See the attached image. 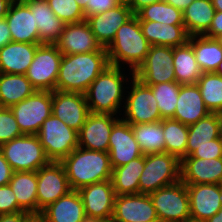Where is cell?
Here are the masks:
<instances>
[{"label": "cell", "mask_w": 222, "mask_h": 222, "mask_svg": "<svg viewBox=\"0 0 222 222\" xmlns=\"http://www.w3.org/2000/svg\"><path fill=\"white\" fill-rule=\"evenodd\" d=\"M23 135L10 108H0V145Z\"/></svg>", "instance_id": "cell-42"}, {"label": "cell", "mask_w": 222, "mask_h": 222, "mask_svg": "<svg viewBox=\"0 0 222 222\" xmlns=\"http://www.w3.org/2000/svg\"><path fill=\"white\" fill-rule=\"evenodd\" d=\"M215 14L211 0H194L183 11L184 27L189 36L204 35L210 28Z\"/></svg>", "instance_id": "cell-31"}, {"label": "cell", "mask_w": 222, "mask_h": 222, "mask_svg": "<svg viewBox=\"0 0 222 222\" xmlns=\"http://www.w3.org/2000/svg\"><path fill=\"white\" fill-rule=\"evenodd\" d=\"M181 161L172 154L145 155V166L139 177V193L150 194L180 181Z\"/></svg>", "instance_id": "cell-6"}, {"label": "cell", "mask_w": 222, "mask_h": 222, "mask_svg": "<svg viewBox=\"0 0 222 222\" xmlns=\"http://www.w3.org/2000/svg\"><path fill=\"white\" fill-rule=\"evenodd\" d=\"M37 90L26 75L0 73V106L10 108Z\"/></svg>", "instance_id": "cell-30"}, {"label": "cell", "mask_w": 222, "mask_h": 222, "mask_svg": "<svg viewBox=\"0 0 222 222\" xmlns=\"http://www.w3.org/2000/svg\"><path fill=\"white\" fill-rule=\"evenodd\" d=\"M197 85L210 113L222 112V76L215 72H204Z\"/></svg>", "instance_id": "cell-39"}, {"label": "cell", "mask_w": 222, "mask_h": 222, "mask_svg": "<svg viewBox=\"0 0 222 222\" xmlns=\"http://www.w3.org/2000/svg\"><path fill=\"white\" fill-rule=\"evenodd\" d=\"M53 13L65 24L86 20L76 0H47Z\"/></svg>", "instance_id": "cell-41"}, {"label": "cell", "mask_w": 222, "mask_h": 222, "mask_svg": "<svg viewBox=\"0 0 222 222\" xmlns=\"http://www.w3.org/2000/svg\"><path fill=\"white\" fill-rule=\"evenodd\" d=\"M46 222H89L78 190H71L40 214Z\"/></svg>", "instance_id": "cell-25"}, {"label": "cell", "mask_w": 222, "mask_h": 222, "mask_svg": "<svg viewBox=\"0 0 222 222\" xmlns=\"http://www.w3.org/2000/svg\"><path fill=\"white\" fill-rule=\"evenodd\" d=\"M37 215L60 197L71 191L65 169L61 162L50 161L36 171Z\"/></svg>", "instance_id": "cell-12"}, {"label": "cell", "mask_w": 222, "mask_h": 222, "mask_svg": "<svg viewBox=\"0 0 222 222\" xmlns=\"http://www.w3.org/2000/svg\"><path fill=\"white\" fill-rule=\"evenodd\" d=\"M109 65L107 51L63 55L55 90L85 94L94 79Z\"/></svg>", "instance_id": "cell-1"}, {"label": "cell", "mask_w": 222, "mask_h": 222, "mask_svg": "<svg viewBox=\"0 0 222 222\" xmlns=\"http://www.w3.org/2000/svg\"><path fill=\"white\" fill-rule=\"evenodd\" d=\"M220 34H222V12L215 11L212 24L204 36L216 39Z\"/></svg>", "instance_id": "cell-47"}, {"label": "cell", "mask_w": 222, "mask_h": 222, "mask_svg": "<svg viewBox=\"0 0 222 222\" xmlns=\"http://www.w3.org/2000/svg\"><path fill=\"white\" fill-rule=\"evenodd\" d=\"M196 62L201 71L214 72L222 61V45L215 39L204 35L189 36Z\"/></svg>", "instance_id": "cell-34"}, {"label": "cell", "mask_w": 222, "mask_h": 222, "mask_svg": "<svg viewBox=\"0 0 222 222\" xmlns=\"http://www.w3.org/2000/svg\"><path fill=\"white\" fill-rule=\"evenodd\" d=\"M130 92L127 91L125 102L123 103V114L121 118L129 124L155 123L163 118L160 115L157 101L153 95L151 87L143 84L135 76L128 77Z\"/></svg>", "instance_id": "cell-8"}, {"label": "cell", "mask_w": 222, "mask_h": 222, "mask_svg": "<svg viewBox=\"0 0 222 222\" xmlns=\"http://www.w3.org/2000/svg\"><path fill=\"white\" fill-rule=\"evenodd\" d=\"M184 158H222V142L220 141V138L209 141L208 144L198 146V148L190 156Z\"/></svg>", "instance_id": "cell-44"}, {"label": "cell", "mask_w": 222, "mask_h": 222, "mask_svg": "<svg viewBox=\"0 0 222 222\" xmlns=\"http://www.w3.org/2000/svg\"><path fill=\"white\" fill-rule=\"evenodd\" d=\"M0 151L14 172L37 171L50 162L37 135L16 137L1 144Z\"/></svg>", "instance_id": "cell-5"}, {"label": "cell", "mask_w": 222, "mask_h": 222, "mask_svg": "<svg viewBox=\"0 0 222 222\" xmlns=\"http://www.w3.org/2000/svg\"><path fill=\"white\" fill-rule=\"evenodd\" d=\"M31 215L27 212L1 214L0 222H25Z\"/></svg>", "instance_id": "cell-48"}, {"label": "cell", "mask_w": 222, "mask_h": 222, "mask_svg": "<svg viewBox=\"0 0 222 222\" xmlns=\"http://www.w3.org/2000/svg\"><path fill=\"white\" fill-rule=\"evenodd\" d=\"M157 101L160 115L163 119L172 118L175 113L178 94L181 84L173 81L148 85Z\"/></svg>", "instance_id": "cell-40"}, {"label": "cell", "mask_w": 222, "mask_h": 222, "mask_svg": "<svg viewBox=\"0 0 222 222\" xmlns=\"http://www.w3.org/2000/svg\"><path fill=\"white\" fill-rule=\"evenodd\" d=\"M134 76L146 85L176 81L173 47L151 46L145 61L136 69Z\"/></svg>", "instance_id": "cell-13"}, {"label": "cell", "mask_w": 222, "mask_h": 222, "mask_svg": "<svg viewBox=\"0 0 222 222\" xmlns=\"http://www.w3.org/2000/svg\"><path fill=\"white\" fill-rule=\"evenodd\" d=\"M173 66L176 82L197 84L202 71L194 55L192 45L187 41L184 45L173 47Z\"/></svg>", "instance_id": "cell-32"}, {"label": "cell", "mask_w": 222, "mask_h": 222, "mask_svg": "<svg viewBox=\"0 0 222 222\" xmlns=\"http://www.w3.org/2000/svg\"><path fill=\"white\" fill-rule=\"evenodd\" d=\"M71 190L112 178L108 152L92 151L81 147L74 149L61 161Z\"/></svg>", "instance_id": "cell-3"}, {"label": "cell", "mask_w": 222, "mask_h": 222, "mask_svg": "<svg viewBox=\"0 0 222 222\" xmlns=\"http://www.w3.org/2000/svg\"><path fill=\"white\" fill-rule=\"evenodd\" d=\"M147 41L154 45L177 47L184 45L188 39L184 25H170L153 21H139Z\"/></svg>", "instance_id": "cell-28"}, {"label": "cell", "mask_w": 222, "mask_h": 222, "mask_svg": "<svg viewBox=\"0 0 222 222\" xmlns=\"http://www.w3.org/2000/svg\"><path fill=\"white\" fill-rule=\"evenodd\" d=\"M211 2L215 8V11L222 12V0H211Z\"/></svg>", "instance_id": "cell-55"}, {"label": "cell", "mask_w": 222, "mask_h": 222, "mask_svg": "<svg viewBox=\"0 0 222 222\" xmlns=\"http://www.w3.org/2000/svg\"><path fill=\"white\" fill-rule=\"evenodd\" d=\"M122 4L129 5L133 0H119Z\"/></svg>", "instance_id": "cell-61"}, {"label": "cell", "mask_w": 222, "mask_h": 222, "mask_svg": "<svg viewBox=\"0 0 222 222\" xmlns=\"http://www.w3.org/2000/svg\"><path fill=\"white\" fill-rule=\"evenodd\" d=\"M219 138L218 113H210L195 124L188 126L186 157L190 156L198 146L208 144L209 141Z\"/></svg>", "instance_id": "cell-35"}, {"label": "cell", "mask_w": 222, "mask_h": 222, "mask_svg": "<svg viewBox=\"0 0 222 222\" xmlns=\"http://www.w3.org/2000/svg\"><path fill=\"white\" fill-rule=\"evenodd\" d=\"M108 153L112 169L123 166L143 155L135 140L131 125L122 118L113 125L109 137Z\"/></svg>", "instance_id": "cell-18"}, {"label": "cell", "mask_w": 222, "mask_h": 222, "mask_svg": "<svg viewBox=\"0 0 222 222\" xmlns=\"http://www.w3.org/2000/svg\"><path fill=\"white\" fill-rule=\"evenodd\" d=\"M190 217L208 220L222 208V184H186Z\"/></svg>", "instance_id": "cell-21"}, {"label": "cell", "mask_w": 222, "mask_h": 222, "mask_svg": "<svg viewBox=\"0 0 222 222\" xmlns=\"http://www.w3.org/2000/svg\"><path fill=\"white\" fill-rule=\"evenodd\" d=\"M218 120H219V138L222 142V112L218 113Z\"/></svg>", "instance_id": "cell-57"}, {"label": "cell", "mask_w": 222, "mask_h": 222, "mask_svg": "<svg viewBox=\"0 0 222 222\" xmlns=\"http://www.w3.org/2000/svg\"><path fill=\"white\" fill-rule=\"evenodd\" d=\"M114 116L90 112L78 132V146L87 150L108 152L111 130L121 118Z\"/></svg>", "instance_id": "cell-15"}, {"label": "cell", "mask_w": 222, "mask_h": 222, "mask_svg": "<svg viewBox=\"0 0 222 222\" xmlns=\"http://www.w3.org/2000/svg\"><path fill=\"white\" fill-rule=\"evenodd\" d=\"M112 218L117 222H159L149 194L116 195Z\"/></svg>", "instance_id": "cell-17"}, {"label": "cell", "mask_w": 222, "mask_h": 222, "mask_svg": "<svg viewBox=\"0 0 222 222\" xmlns=\"http://www.w3.org/2000/svg\"><path fill=\"white\" fill-rule=\"evenodd\" d=\"M63 54L55 44H41L26 73L37 91H54Z\"/></svg>", "instance_id": "cell-11"}, {"label": "cell", "mask_w": 222, "mask_h": 222, "mask_svg": "<svg viewBox=\"0 0 222 222\" xmlns=\"http://www.w3.org/2000/svg\"><path fill=\"white\" fill-rule=\"evenodd\" d=\"M12 41L11 32L6 19L0 20V49Z\"/></svg>", "instance_id": "cell-49"}, {"label": "cell", "mask_w": 222, "mask_h": 222, "mask_svg": "<svg viewBox=\"0 0 222 222\" xmlns=\"http://www.w3.org/2000/svg\"><path fill=\"white\" fill-rule=\"evenodd\" d=\"M207 222H222V208L215 215L209 218Z\"/></svg>", "instance_id": "cell-53"}, {"label": "cell", "mask_w": 222, "mask_h": 222, "mask_svg": "<svg viewBox=\"0 0 222 222\" xmlns=\"http://www.w3.org/2000/svg\"><path fill=\"white\" fill-rule=\"evenodd\" d=\"M214 72L222 76V61L218 64L217 69Z\"/></svg>", "instance_id": "cell-58"}, {"label": "cell", "mask_w": 222, "mask_h": 222, "mask_svg": "<svg viewBox=\"0 0 222 222\" xmlns=\"http://www.w3.org/2000/svg\"><path fill=\"white\" fill-rule=\"evenodd\" d=\"M89 222H117V221L114 220L113 218H109V219L94 220V221H89Z\"/></svg>", "instance_id": "cell-59"}, {"label": "cell", "mask_w": 222, "mask_h": 222, "mask_svg": "<svg viewBox=\"0 0 222 222\" xmlns=\"http://www.w3.org/2000/svg\"><path fill=\"white\" fill-rule=\"evenodd\" d=\"M164 0H133L128 6L132 10L134 14H136L140 9H142L144 6L158 3Z\"/></svg>", "instance_id": "cell-50"}, {"label": "cell", "mask_w": 222, "mask_h": 222, "mask_svg": "<svg viewBox=\"0 0 222 222\" xmlns=\"http://www.w3.org/2000/svg\"><path fill=\"white\" fill-rule=\"evenodd\" d=\"M121 69L122 67L109 65L90 84L85 96L91 113L117 116L121 112V107H124L122 102H125V89L130 88L123 86L129 81L124 74V65Z\"/></svg>", "instance_id": "cell-2"}, {"label": "cell", "mask_w": 222, "mask_h": 222, "mask_svg": "<svg viewBox=\"0 0 222 222\" xmlns=\"http://www.w3.org/2000/svg\"><path fill=\"white\" fill-rule=\"evenodd\" d=\"M19 207L30 215H37V174L36 171L13 172L9 182Z\"/></svg>", "instance_id": "cell-29"}, {"label": "cell", "mask_w": 222, "mask_h": 222, "mask_svg": "<svg viewBox=\"0 0 222 222\" xmlns=\"http://www.w3.org/2000/svg\"><path fill=\"white\" fill-rule=\"evenodd\" d=\"M145 166V155L113 168L112 183L116 195L138 194L139 177Z\"/></svg>", "instance_id": "cell-33"}, {"label": "cell", "mask_w": 222, "mask_h": 222, "mask_svg": "<svg viewBox=\"0 0 222 222\" xmlns=\"http://www.w3.org/2000/svg\"><path fill=\"white\" fill-rule=\"evenodd\" d=\"M151 44L142 33L138 17L134 15L124 23L116 33L111 44L106 48L110 65L129 66L130 76L145 61Z\"/></svg>", "instance_id": "cell-4"}, {"label": "cell", "mask_w": 222, "mask_h": 222, "mask_svg": "<svg viewBox=\"0 0 222 222\" xmlns=\"http://www.w3.org/2000/svg\"><path fill=\"white\" fill-rule=\"evenodd\" d=\"M185 222H207L206 220H199L189 217Z\"/></svg>", "instance_id": "cell-60"}, {"label": "cell", "mask_w": 222, "mask_h": 222, "mask_svg": "<svg viewBox=\"0 0 222 222\" xmlns=\"http://www.w3.org/2000/svg\"><path fill=\"white\" fill-rule=\"evenodd\" d=\"M78 192L88 221L112 218L116 197L112 180L84 186Z\"/></svg>", "instance_id": "cell-14"}, {"label": "cell", "mask_w": 222, "mask_h": 222, "mask_svg": "<svg viewBox=\"0 0 222 222\" xmlns=\"http://www.w3.org/2000/svg\"><path fill=\"white\" fill-rule=\"evenodd\" d=\"M78 2L79 7L82 9L84 16L86 18V4L87 0H76Z\"/></svg>", "instance_id": "cell-56"}, {"label": "cell", "mask_w": 222, "mask_h": 222, "mask_svg": "<svg viewBox=\"0 0 222 222\" xmlns=\"http://www.w3.org/2000/svg\"><path fill=\"white\" fill-rule=\"evenodd\" d=\"M41 44L13 42L0 49V73L26 75Z\"/></svg>", "instance_id": "cell-26"}, {"label": "cell", "mask_w": 222, "mask_h": 222, "mask_svg": "<svg viewBox=\"0 0 222 222\" xmlns=\"http://www.w3.org/2000/svg\"><path fill=\"white\" fill-rule=\"evenodd\" d=\"M120 4L119 0H87L86 18L116 8Z\"/></svg>", "instance_id": "cell-45"}, {"label": "cell", "mask_w": 222, "mask_h": 222, "mask_svg": "<svg viewBox=\"0 0 222 222\" xmlns=\"http://www.w3.org/2000/svg\"><path fill=\"white\" fill-rule=\"evenodd\" d=\"M130 125L143 155L165 153V139L161 121Z\"/></svg>", "instance_id": "cell-36"}, {"label": "cell", "mask_w": 222, "mask_h": 222, "mask_svg": "<svg viewBox=\"0 0 222 222\" xmlns=\"http://www.w3.org/2000/svg\"><path fill=\"white\" fill-rule=\"evenodd\" d=\"M13 42L40 44L34 13L23 0H14L5 16Z\"/></svg>", "instance_id": "cell-22"}, {"label": "cell", "mask_w": 222, "mask_h": 222, "mask_svg": "<svg viewBox=\"0 0 222 222\" xmlns=\"http://www.w3.org/2000/svg\"><path fill=\"white\" fill-rule=\"evenodd\" d=\"M50 161L61 162L78 147V132L51 114L36 134Z\"/></svg>", "instance_id": "cell-7"}, {"label": "cell", "mask_w": 222, "mask_h": 222, "mask_svg": "<svg viewBox=\"0 0 222 222\" xmlns=\"http://www.w3.org/2000/svg\"><path fill=\"white\" fill-rule=\"evenodd\" d=\"M13 1L14 0H0V20L5 18Z\"/></svg>", "instance_id": "cell-52"}, {"label": "cell", "mask_w": 222, "mask_h": 222, "mask_svg": "<svg viewBox=\"0 0 222 222\" xmlns=\"http://www.w3.org/2000/svg\"><path fill=\"white\" fill-rule=\"evenodd\" d=\"M210 114L206 108L197 84L180 86L174 116L182 124L190 126Z\"/></svg>", "instance_id": "cell-24"}, {"label": "cell", "mask_w": 222, "mask_h": 222, "mask_svg": "<svg viewBox=\"0 0 222 222\" xmlns=\"http://www.w3.org/2000/svg\"><path fill=\"white\" fill-rule=\"evenodd\" d=\"M180 180L184 184H222V158H183Z\"/></svg>", "instance_id": "cell-23"}, {"label": "cell", "mask_w": 222, "mask_h": 222, "mask_svg": "<svg viewBox=\"0 0 222 222\" xmlns=\"http://www.w3.org/2000/svg\"><path fill=\"white\" fill-rule=\"evenodd\" d=\"M25 222H46L45 219L39 215H31Z\"/></svg>", "instance_id": "cell-54"}, {"label": "cell", "mask_w": 222, "mask_h": 222, "mask_svg": "<svg viewBox=\"0 0 222 222\" xmlns=\"http://www.w3.org/2000/svg\"><path fill=\"white\" fill-rule=\"evenodd\" d=\"M90 111L85 94L52 91V114L79 132Z\"/></svg>", "instance_id": "cell-16"}, {"label": "cell", "mask_w": 222, "mask_h": 222, "mask_svg": "<svg viewBox=\"0 0 222 222\" xmlns=\"http://www.w3.org/2000/svg\"><path fill=\"white\" fill-rule=\"evenodd\" d=\"M164 1L183 12L194 0H164Z\"/></svg>", "instance_id": "cell-51"}, {"label": "cell", "mask_w": 222, "mask_h": 222, "mask_svg": "<svg viewBox=\"0 0 222 222\" xmlns=\"http://www.w3.org/2000/svg\"><path fill=\"white\" fill-rule=\"evenodd\" d=\"M24 212L18 205L15 194L9 184L0 186V215Z\"/></svg>", "instance_id": "cell-43"}, {"label": "cell", "mask_w": 222, "mask_h": 222, "mask_svg": "<svg viewBox=\"0 0 222 222\" xmlns=\"http://www.w3.org/2000/svg\"><path fill=\"white\" fill-rule=\"evenodd\" d=\"M139 21L184 25L183 12L165 1L144 6L136 14Z\"/></svg>", "instance_id": "cell-38"}, {"label": "cell", "mask_w": 222, "mask_h": 222, "mask_svg": "<svg viewBox=\"0 0 222 222\" xmlns=\"http://www.w3.org/2000/svg\"><path fill=\"white\" fill-rule=\"evenodd\" d=\"M134 15L127 4L121 3L116 8L88 16L86 21L100 45L107 48L115 38L117 30Z\"/></svg>", "instance_id": "cell-20"}, {"label": "cell", "mask_w": 222, "mask_h": 222, "mask_svg": "<svg viewBox=\"0 0 222 222\" xmlns=\"http://www.w3.org/2000/svg\"><path fill=\"white\" fill-rule=\"evenodd\" d=\"M13 169L4 158L3 153L0 151V186L9 184L13 175Z\"/></svg>", "instance_id": "cell-46"}, {"label": "cell", "mask_w": 222, "mask_h": 222, "mask_svg": "<svg viewBox=\"0 0 222 222\" xmlns=\"http://www.w3.org/2000/svg\"><path fill=\"white\" fill-rule=\"evenodd\" d=\"M55 45L63 55L106 51L97 41L86 20L65 24Z\"/></svg>", "instance_id": "cell-19"}, {"label": "cell", "mask_w": 222, "mask_h": 222, "mask_svg": "<svg viewBox=\"0 0 222 222\" xmlns=\"http://www.w3.org/2000/svg\"><path fill=\"white\" fill-rule=\"evenodd\" d=\"M165 139V153L175 155L180 161L186 157L188 126L173 118L161 120Z\"/></svg>", "instance_id": "cell-37"}, {"label": "cell", "mask_w": 222, "mask_h": 222, "mask_svg": "<svg viewBox=\"0 0 222 222\" xmlns=\"http://www.w3.org/2000/svg\"><path fill=\"white\" fill-rule=\"evenodd\" d=\"M216 40L222 45V34H220Z\"/></svg>", "instance_id": "cell-62"}, {"label": "cell", "mask_w": 222, "mask_h": 222, "mask_svg": "<svg viewBox=\"0 0 222 222\" xmlns=\"http://www.w3.org/2000/svg\"><path fill=\"white\" fill-rule=\"evenodd\" d=\"M34 13L40 44H55L65 25L49 7L47 0H23Z\"/></svg>", "instance_id": "cell-27"}, {"label": "cell", "mask_w": 222, "mask_h": 222, "mask_svg": "<svg viewBox=\"0 0 222 222\" xmlns=\"http://www.w3.org/2000/svg\"><path fill=\"white\" fill-rule=\"evenodd\" d=\"M159 222H185L190 217V200L181 180L149 194Z\"/></svg>", "instance_id": "cell-9"}, {"label": "cell", "mask_w": 222, "mask_h": 222, "mask_svg": "<svg viewBox=\"0 0 222 222\" xmlns=\"http://www.w3.org/2000/svg\"><path fill=\"white\" fill-rule=\"evenodd\" d=\"M23 135H36L52 114V91H36L10 107Z\"/></svg>", "instance_id": "cell-10"}]
</instances>
